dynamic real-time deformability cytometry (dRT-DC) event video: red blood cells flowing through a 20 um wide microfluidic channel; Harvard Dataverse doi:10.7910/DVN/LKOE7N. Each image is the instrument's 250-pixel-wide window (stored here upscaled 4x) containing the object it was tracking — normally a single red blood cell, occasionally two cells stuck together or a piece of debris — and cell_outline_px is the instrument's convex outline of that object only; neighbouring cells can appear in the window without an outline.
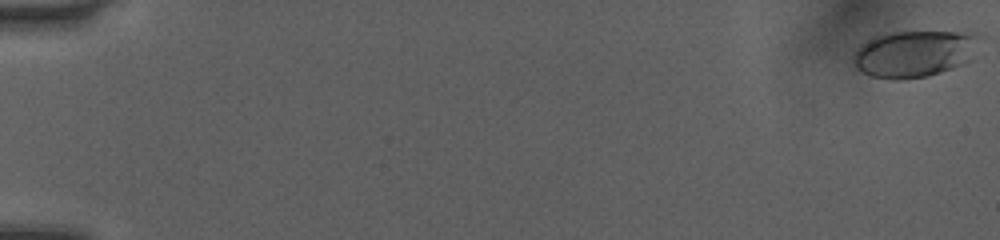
{"species": "human", "species_latin": "Homo sapiens", "temperature_condition": "room temperature", "stored_images_in_passage": 41, "camera_frame_rate_fps": 3000, "um_per_image_px": 0.085, "donor": {"sex": "female"}, "frame": {"image": 1, "passage_image": 1, "time_ms": 0.0, "image_size_px": [1000, 240], "cell_outline_px": [[984, 36], [972, 60], [964, 64], [928, 76], [900, 80], [892, 80], [872, 76], [856, 68], [852, 60], [852, 56], [856, 48], [860, 44], [876, 36], [888, 32], [976, 32]], "centroid_in_image_um": [77.78, 4.55], "position_along_channel_um": 7.2, "area_um2": 35.08}}
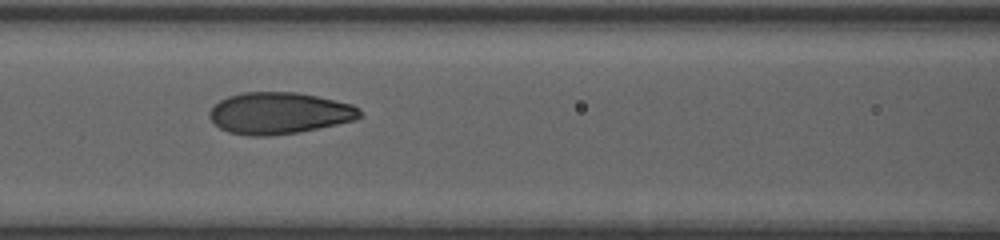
{"frame": {"image": 2, "passage_image": 18, "time_ms": 5.667, "image_size_px": [1000, 240], "cell_outline_px": [[364, 116], [356, 120], [300, 132], [272, 136], [248, 136], [228, 132], [220, 128], [208, 116], [208, 112], [220, 100], [228, 96], [244, 92], [296, 92], [316, 96], [352, 104], [360, 108]], "centroid_in_image_um": [23.76, 9.63], "position_along_channel_um": 142.8, "area_um2": 36.7}}
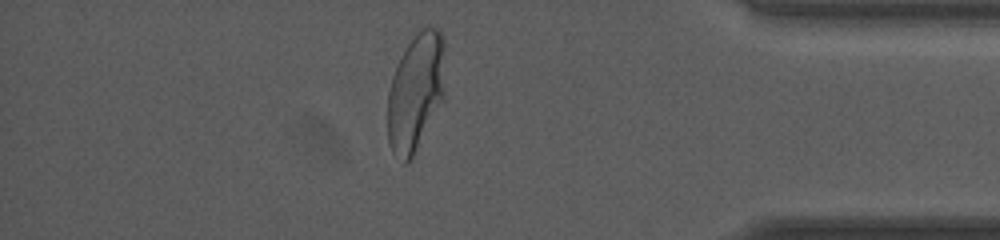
{"frame": {"image": 3, "passage_image": 36, "time_ms": 11.667, "image_size_px": [1000, 240], "cell_outline_px": [[444, 100], [408, 164], [404, 164], [392, 152], [388, 144], [388, 92], [392, 76], [400, 56], [408, 44], [420, 28], [424, 24], [428, 24], [436, 28], [444, 36]], "centroid_in_image_um": [35.34, 7.8], "position_along_channel_um": 399.9, "area_um2": 40.0}, "authors_computed_cell_mechanics": {"area_um2": 36.125, "velocity_mm_per_s": 4.0932, "shape_relaxation_time_tau1_ms": 3.2536, "shape_relaxation_time_tau2_ms": null, "deformation_change_tau1": 0.175, "deformation_change_tau2": null}}